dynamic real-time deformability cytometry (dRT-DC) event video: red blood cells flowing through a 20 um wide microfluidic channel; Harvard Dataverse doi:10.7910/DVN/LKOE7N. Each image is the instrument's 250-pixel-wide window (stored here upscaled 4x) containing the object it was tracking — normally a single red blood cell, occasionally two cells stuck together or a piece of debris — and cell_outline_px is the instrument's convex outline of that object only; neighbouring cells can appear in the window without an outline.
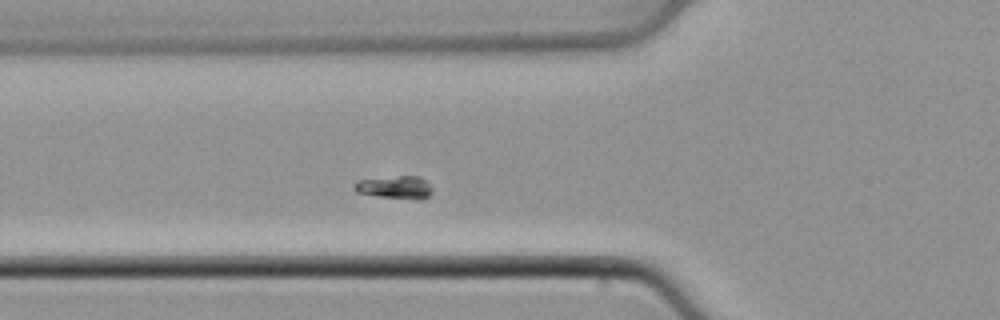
{"species": "common noctule bat (a hibernating species)", "species_latin": "Nyctalus noctula", "temperature_condition": "cold", "stored_images_in_passage": 40, "camera_frame_rate_fps": 3000, "um_per_image_px": 0.085, "animal": {"sex": "male", "body_mass_g": 21.5, "forearm_length_mm": 52.0}, "frame": {"image": 1, "passage_image": 8, "time_ms": 2.333, "image_size_px": [1000, 320], "cell_outline_px": [[432, 192], [424, 200], [416, 200], [380, 196], [356, 192], [352, 188], [360, 180], [400, 176], [420, 176], [432, 188]], "centroid_in_image_um": [33.63, 15.94], "position_along_channel_um": 92.2, "area_um2": 10.23}}
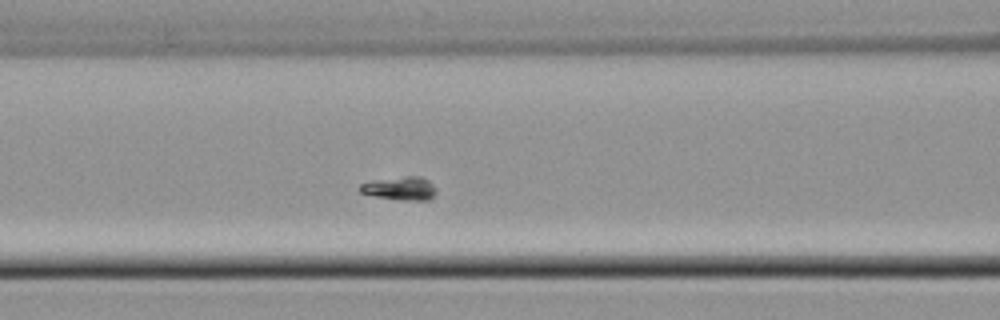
{"frame": {"image": 2, "passage_image": 11, "time_ms": 3.333, "image_size_px": [1000, 320], "cell_outline_px": [[436, 192], [432, 200], [400, 200], [376, 196], [360, 192], [360, 184], [376, 180], [404, 176], [420, 176], [428, 180], [436, 188]], "centroid_in_image_um": [34.07, 16.02], "position_along_channel_um": 132.5, "area_um2": 10.35}}